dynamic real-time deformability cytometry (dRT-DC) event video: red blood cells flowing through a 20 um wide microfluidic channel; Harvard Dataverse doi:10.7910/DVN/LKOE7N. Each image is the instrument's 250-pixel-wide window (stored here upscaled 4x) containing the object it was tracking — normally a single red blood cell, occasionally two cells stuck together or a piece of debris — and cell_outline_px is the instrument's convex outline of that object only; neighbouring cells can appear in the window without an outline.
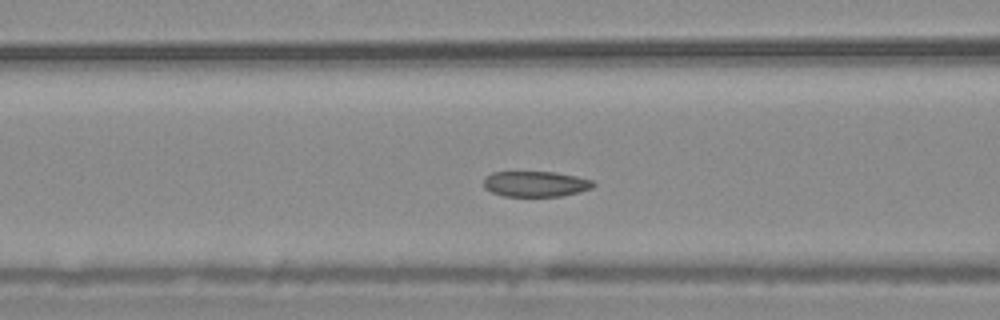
{"species": "common noctule bat (a hibernating species)", "species_latin": "Nyctalus noctula", "temperature_condition": "warm", "stored_images_in_passage": 45, "camera_frame_rate_fps": 3000, "um_per_image_px": 0.085, "animal": {"sex": "male", "body_mass_g": 20.4}, "frame": {"image": 1, "passage_image": 12, "time_ms": 3.667, "image_size_px": [1000, 320], "cell_outline_px": [[596, 184], [592, 188], [580, 192], [560, 196], [504, 196], [492, 192], [484, 188], [484, 176], [492, 172], [556, 172], [576, 176], [592, 180]], "centroid_in_image_um": [45.52, 15.63], "position_along_channel_um": 121.1, "area_um2": 16.42}}
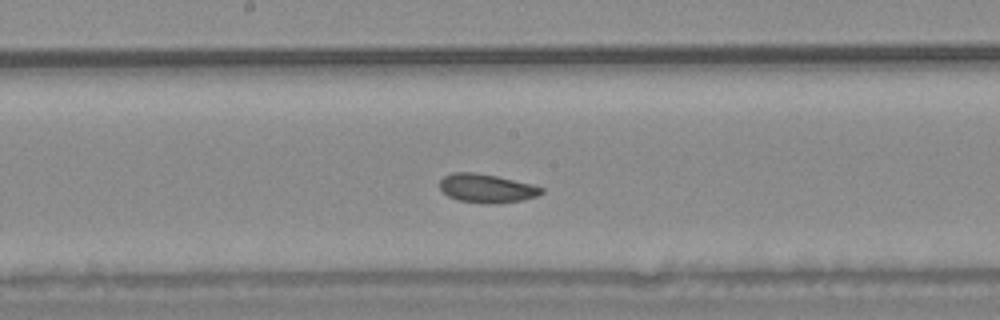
{"frame": {"image": 2, "passage_image": 19, "time_ms": 6.0, "image_size_px": [1000, 320], "cell_outline_px": [[544, 192], [536, 196], [520, 200], [496, 204], [484, 204], [456, 200], [448, 196], [440, 188], [440, 180], [444, 176], [452, 172], [472, 172], [496, 176], [532, 184], [544, 188]], "centroid_in_image_um": [41.35, 16.01], "position_along_channel_um": 206.9, "area_um2": 17.05}}
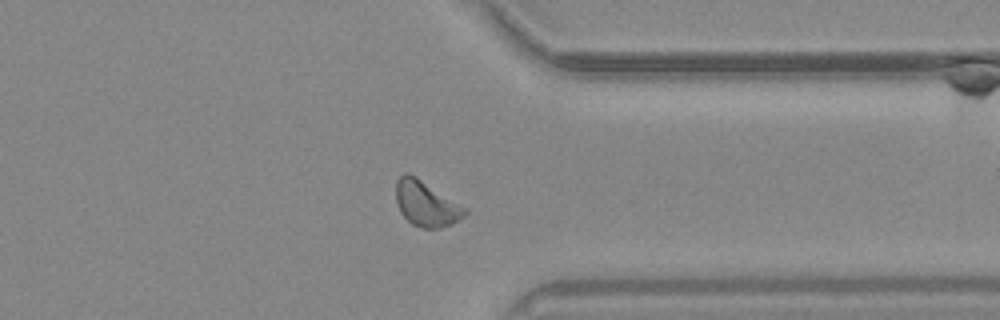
{"frame": {"image": 3, "passage_image": 33, "time_ms": 10.667, "image_size_px": [1000, 320], "cell_outline_px": [[468, 212], [464, 216], [452, 224], [440, 228], [420, 228], [412, 224], [400, 212], [396, 200], [396, 180], [404, 172], [408, 172], [416, 176], [468, 208]], "centroid_in_image_um": [36.23, 17.3], "position_along_channel_um": 375.2, "area_um2": 18.38}, "authors_computed_cell_mechanics": {"area_um2": 17.2822, "velocity_mm_per_s": 3.6724, "shape_relaxation_time_tau1_ms": 4.0191, "shape_relaxation_time_tau2_ms": 3.4373, "deformation_change_tau1": 0.0647, "deformation_change_tau2": 0.0771}}